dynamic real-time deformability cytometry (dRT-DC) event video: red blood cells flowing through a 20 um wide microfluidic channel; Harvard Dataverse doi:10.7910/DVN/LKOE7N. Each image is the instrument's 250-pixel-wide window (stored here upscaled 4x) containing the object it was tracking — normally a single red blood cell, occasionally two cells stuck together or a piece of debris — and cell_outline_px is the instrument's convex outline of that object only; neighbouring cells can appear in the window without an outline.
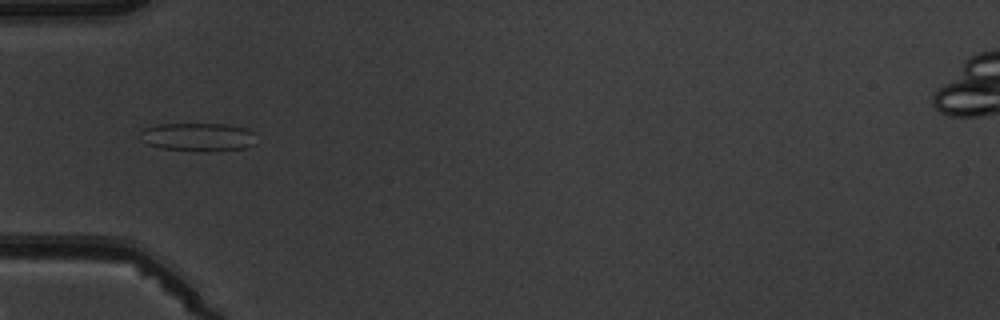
{"species": "common noctule bat (a hibernating species)", "species_latin": "Nyctalus noctula", "temperature_condition": "warm", "stored_images_in_passage": 5, "camera_frame_rate_fps": 3000, "um_per_image_px": 0.085, "animal": {"sex": "male", "body_mass_g": 19.5, "forearm_length_mm": 54.6}, "frame": {"image": 1, "passage_image": 5, "time_ms": 5.333, "image_size_px": [1000, 320], "cell_outline_px": [[256, 144], [244, 148], [208, 152], [204, 152], [160, 148], [148, 144], [140, 140], [140, 132], [144, 128], [156, 124], [224, 124], [244, 128], [252, 132]], "centroid_in_image_um": [16.79, 11.66], "position_along_channel_um": 68.2, "area_um2": 19.31}}